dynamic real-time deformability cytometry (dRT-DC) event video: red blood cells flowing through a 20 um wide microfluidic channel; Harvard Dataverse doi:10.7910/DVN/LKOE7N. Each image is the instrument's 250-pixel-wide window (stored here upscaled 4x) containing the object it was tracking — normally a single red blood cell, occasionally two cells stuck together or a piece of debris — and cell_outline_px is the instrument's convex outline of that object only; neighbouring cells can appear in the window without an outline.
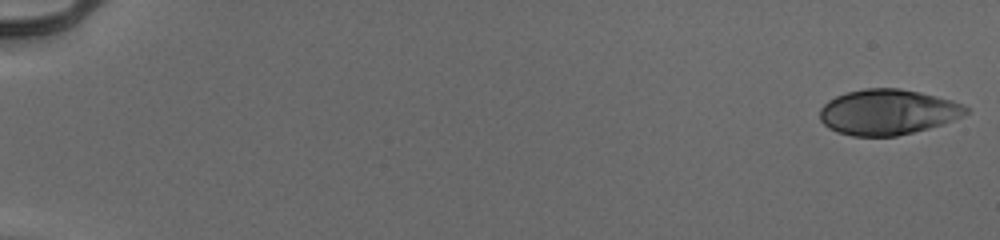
{"species": "human", "species_latin": "Homo sapiens", "temperature_condition": "cold", "stored_images_in_passage": 53, "camera_frame_rate_fps": 3000, "um_per_image_px": 0.085, "donor": {"sex": "male"}, "frame": {"image": 1, "passage_image": 1, "time_ms": 0.0, "image_size_px": [1000, 240], "cell_outline_px": [[968, 112], [952, 120], [928, 128], [896, 136], [852, 136], [836, 132], [828, 128], [820, 120], [820, 108], [828, 100], [836, 96], [848, 92], [864, 88], [900, 88], [920, 92], [952, 100], [964, 104], [968, 108]], "centroid_in_image_um": [75.42, 9.52], "position_along_channel_um": 9.6, "area_um2": 38.61}}
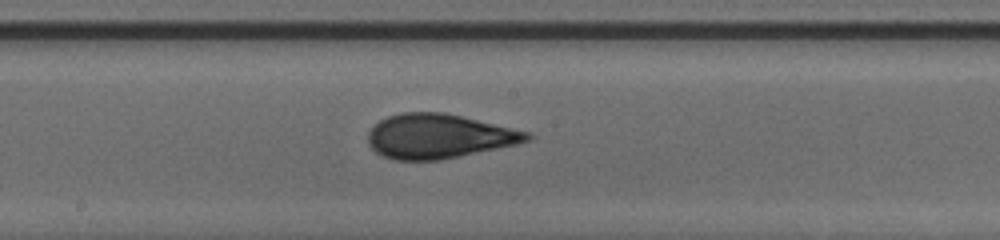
{"frame": {"image": 2, "passage_image": 31, "time_ms": 10.0, "image_size_px": [1000, 240], "cell_outline_px": [[532, 140], [516, 144], [440, 160], [392, 160], [380, 156], [368, 144], [368, 132], [380, 120], [388, 116], [400, 112], [444, 112], [532, 132]], "centroid_in_image_um": [37.3, 11.58], "position_along_channel_um": 210.9, "area_um2": 41.27}}
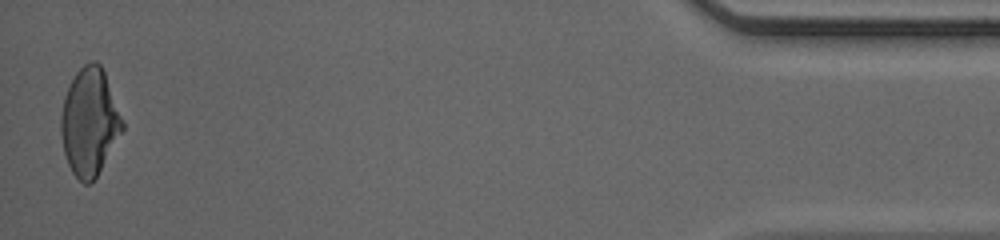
{"frame": {"image": 3, "passage_image": 53, "time_ms": 17.333, "image_size_px": [1000, 240], "cell_outline_px": [[124, 128], [96, 176], [88, 184], [84, 184], [72, 172], [68, 164], [64, 152], [60, 132], [60, 116], [64, 96], [76, 72], [84, 64], [92, 60], [96, 60], [100, 64], [104, 72], [124, 120]], "centroid_in_image_um": [7.6, 10.34], "position_along_channel_um": 427.6, "area_um2": 38.21}, "authors_computed_cell_mechanics": {"area_um2": 39.4774, "velocity_mm_per_s": 3.9864, "shape_relaxation_time_tau1_ms": 6.1663, "shape_relaxation_time_tau2_ms": 0.9195, "deformation_change_tau1": 0.2097, "deformation_change_tau2": 0.0653}}